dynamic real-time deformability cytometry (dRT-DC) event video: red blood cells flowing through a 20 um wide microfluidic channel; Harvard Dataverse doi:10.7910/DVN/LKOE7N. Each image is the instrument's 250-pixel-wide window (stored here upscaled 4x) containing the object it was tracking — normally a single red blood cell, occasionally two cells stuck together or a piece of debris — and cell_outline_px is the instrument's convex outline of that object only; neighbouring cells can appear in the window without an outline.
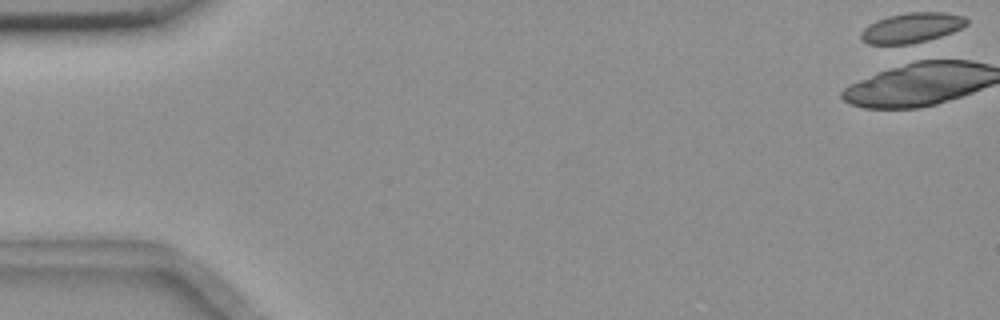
{"species": "common noctule bat (a hibernating species)", "species_latin": "Nyctalus noctula", "temperature_condition": "room temperature", "stored_images_in_passage": 21, "camera_frame_rate_fps": 3000, "um_per_image_px": 0.085, "animal": {"sex": "female", "body_mass_g": 18.4}, "frame": {"image": 1, "passage_image": 1, "time_ms": 0.0, "image_size_px": [1000, 320], "cell_outline_px": [[968, 24], [952, 32], [920, 44], [868, 44], [860, 40], [860, 32], [868, 24], [876, 20], [888, 16], [908, 12], [944, 12], [964, 16], [968, 20]], "centroid_in_image_um": [77.48, 2.37], "position_along_channel_um": 7.5, "area_um2": 18.84}}